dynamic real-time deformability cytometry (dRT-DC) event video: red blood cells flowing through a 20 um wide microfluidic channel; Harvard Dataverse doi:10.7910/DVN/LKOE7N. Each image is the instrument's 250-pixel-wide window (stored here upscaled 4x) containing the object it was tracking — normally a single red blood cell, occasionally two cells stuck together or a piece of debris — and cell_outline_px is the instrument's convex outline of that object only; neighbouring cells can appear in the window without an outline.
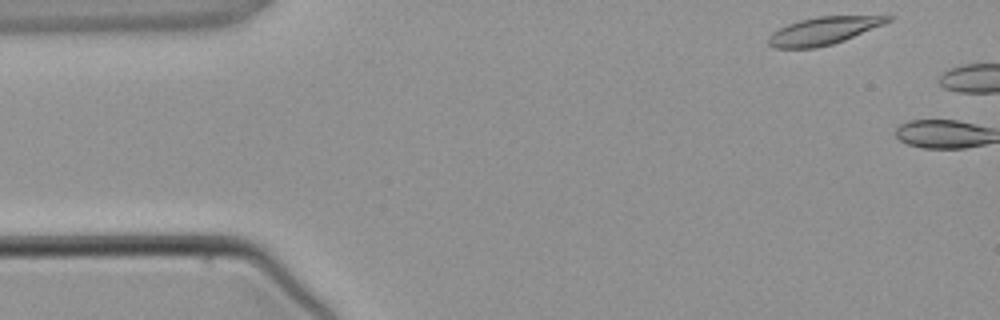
{"species": "common noctule bat (a hibernating species)", "species_latin": "Nyctalus noctula", "temperature_condition": "warm", "stored_images_in_passage": 2, "camera_frame_rate_fps": 3000, "um_per_image_px": 0.085, "animal": {"sex": "male", "body_mass_g": 21.5, "forearm_length_mm": 52.0}, "frame": {"image": 1, "passage_image": 1, "time_ms": 0.0, "image_size_px": [1000, 320], "cell_outline_px": [[896, 16], [892, 20], [884, 24], [844, 40], [832, 44], [816, 48], [772, 48], [768, 44], [768, 36], [772, 32], [788, 24], [800, 20], [816, 16]], "centroid_in_image_um": [69.97, 2.62], "position_along_channel_um": 15.0, "area_um2": 19.13}}